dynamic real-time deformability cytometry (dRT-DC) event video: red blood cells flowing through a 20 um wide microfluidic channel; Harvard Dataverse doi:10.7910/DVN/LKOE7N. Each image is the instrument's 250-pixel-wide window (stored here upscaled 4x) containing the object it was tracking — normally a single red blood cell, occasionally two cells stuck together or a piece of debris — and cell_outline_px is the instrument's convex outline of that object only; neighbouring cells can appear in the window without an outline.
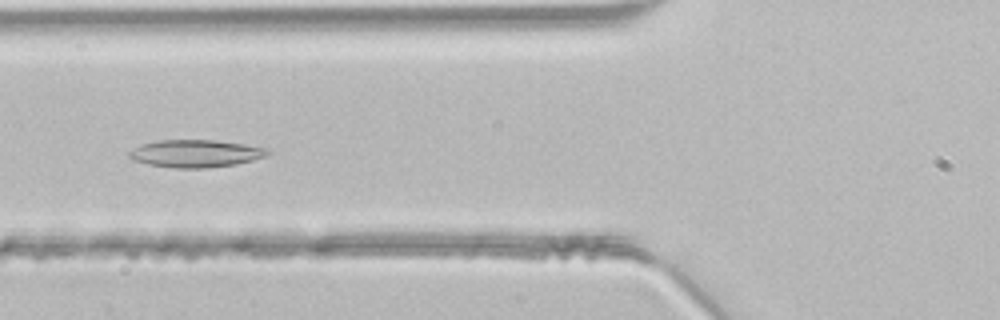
{"species": "common noctule bat (a hibernating species)", "species_latin": "Nyctalus noctula", "temperature_condition": "room temperature", "stored_images_in_passage": 46, "camera_frame_rate_fps": 3000, "um_per_image_px": 0.085, "animal": {"sex": "male", "body_mass_g": 21.5, "forearm_length_mm": 52.0}, "frame": {"image": 1, "passage_image": 17, "time_ms": 5.333, "image_size_px": [1000, 320], "cell_outline_px": [[272, 152], [264, 156], [252, 160], [236, 164], [208, 168], [176, 168], [148, 164], [132, 160], [128, 156], [128, 152], [140, 144], [160, 140], [216, 140], [244, 144], [268, 148]], "centroid_in_image_um": [16.62, 13.04], "position_along_channel_um": 109.2, "area_um2": 22.25}}
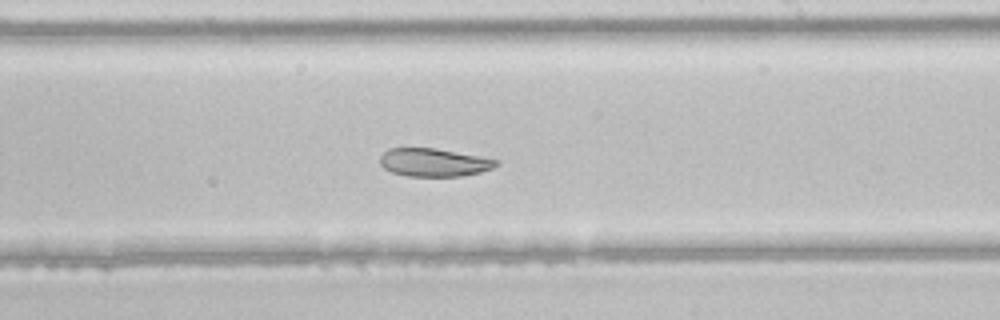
{"frame": {"image": 2, "passage_image": 27, "time_ms": 8.667, "image_size_px": [1000, 320], "cell_outline_px": [[500, 164], [492, 168], [480, 172], [460, 176], [408, 176], [392, 172], [384, 168], [380, 164], [380, 156], [388, 148], [436, 148], [500, 160]], "centroid_in_image_um": [36.88, 13.8], "position_along_channel_um": 252.1, "area_um2": 19.02}}
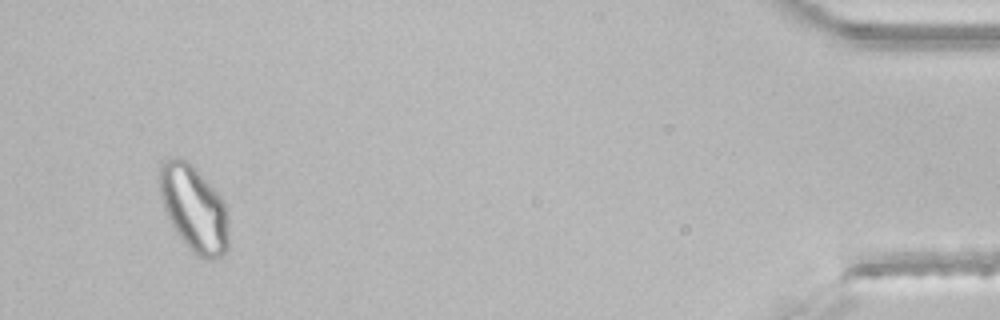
{"frame": {"image": 3, "passage_image": 44, "time_ms": 14.333, "image_size_px": [1000, 320], "cell_outline_px": [[228, 248], [224, 256], [216, 260], [204, 260], [196, 256], [188, 248], [176, 232], [164, 208], [160, 196], [160, 160], [172, 156], [176, 156], [188, 160], [192, 164], [220, 196], [224, 204], [228, 220]], "centroid_in_image_um": [16.48, 17.74], "position_along_channel_um": 418.7, "area_um2": 35.03}}